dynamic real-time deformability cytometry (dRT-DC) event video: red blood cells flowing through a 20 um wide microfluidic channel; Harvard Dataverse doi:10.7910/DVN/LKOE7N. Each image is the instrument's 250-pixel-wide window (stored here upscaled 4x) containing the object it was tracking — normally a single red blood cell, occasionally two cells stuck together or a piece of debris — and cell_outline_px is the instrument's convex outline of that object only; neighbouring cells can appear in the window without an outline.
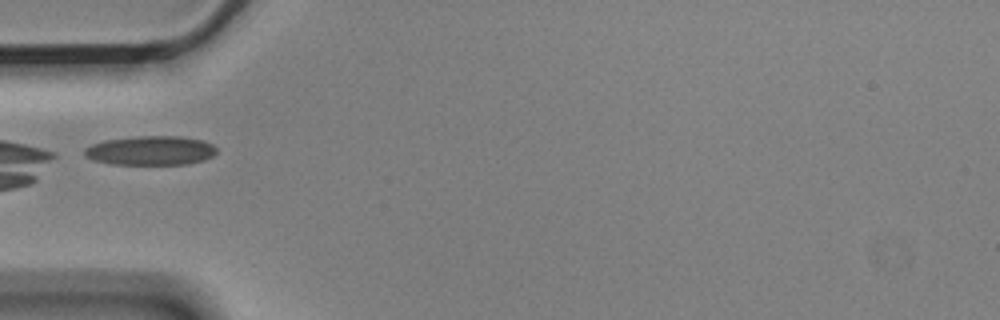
{"species": "Egyptian fruit bat (a non-hibernating species)", "species_latin": "Rousettus aegyptiacus", "temperature_condition": "cold", "stored_images_in_passage": 4, "camera_frame_rate_fps": 3000, "um_per_image_px": 0.085, "animal": {"sex": "male"}, "frame": {"image": 1, "passage_image": 4, "time_ms": 1.0, "image_size_px": [1000, 320], "cell_outline_px": [[216, 152], [212, 156], [204, 160], [188, 164], [108, 164], [92, 160], [84, 156], [84, 148], [92, 144], [104, 140], [136, 136], [180, 136], [204, 140], [212, 144], [216, 148]], "centroid_in_image_um": [12.78, 12.79], "position_along_channel_um": 72.2, "area_um2": 22.72}}